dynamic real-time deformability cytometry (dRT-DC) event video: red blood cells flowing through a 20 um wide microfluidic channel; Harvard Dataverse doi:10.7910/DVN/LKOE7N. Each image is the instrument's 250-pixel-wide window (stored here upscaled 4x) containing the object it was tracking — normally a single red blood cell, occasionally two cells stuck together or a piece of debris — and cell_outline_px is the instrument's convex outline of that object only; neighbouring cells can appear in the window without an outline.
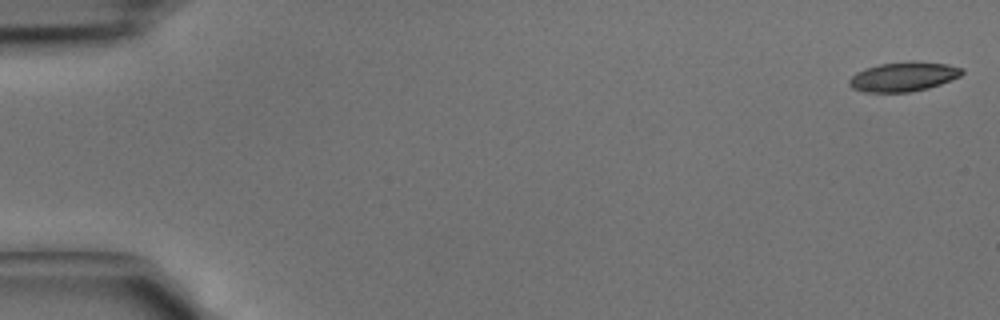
{"species": "common noctule bat (a hibernating species)", "species_latin": "Nyctalus noctula", "temperature_condition": "cold", "stored_images_in_passage": 42, "camera_frame_rate_fps": 3000, "um_per_image_px": 0.085, "animal": {"sex": "male", "body_mass_g": 15.6}, "frame": {"image": 1, "passage_image": 1, "time_ms": 0.0, "image_size_px": [1000, 320], "cell_outline_px": [[964, 72], [960, 76], [940, 84], [928, 88], [908, 92], [864, 92], [852, 88], [848, 84], [848, 80], [856, 72], [864, 68], [880, 64], [912, 60], [916, 60], [948, 64], [964, 68]], "centroid_in_image_um": [76.79, 6.5], "position_along_channel_um": 8.2, "area_um2": 19.59}}
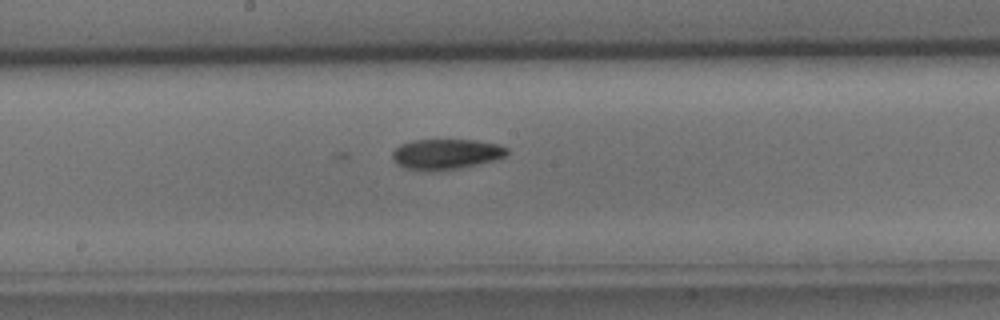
{"frame": {"image": 2, "passage_image": 23, "time_ms": 7.333, "image_size_px": [1000, 320], "cell_outline_px": [[508, 152], [504, 156], [496, 160], [460, 168], [428, 172], [420, 172], [404, 168], [396, 164], [392, 160], [392, 152], [400, 144], [412, 140], [476, 140], [500, 144], [508, 148]], "centroid_in_image_um": [37.88, 13.11], "position_along_channel_um": 210.3, "area_um2": 20.75}}
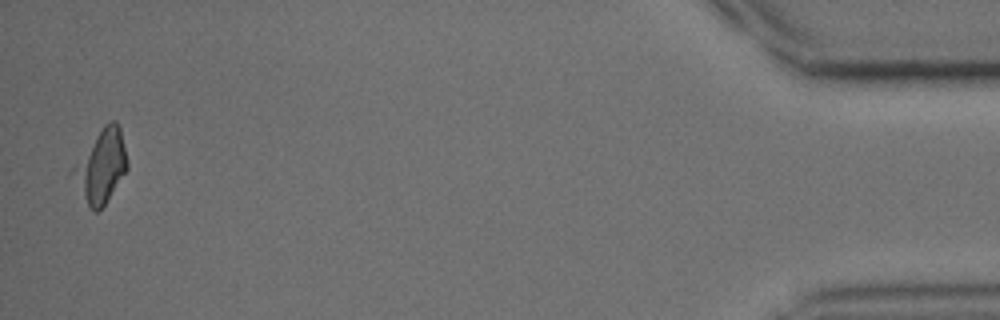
{"frame": {"image": 3, "passage_image": 42, "time_ms": 13.667, "image_size_px": [1000, 320], "cell_outline_px": [[128, 168], [104, 204], [96, 212], [92, 212], [68, 176], [68, 172], [104, 124], [108, 120], [116, 120], [120, 128], [128, 160]], "centroid_in_image_um": [8.55, 14.13], "position_along_channel_um": 426.7, "area_um2": 23.18}}